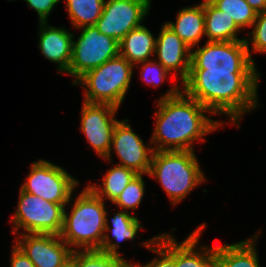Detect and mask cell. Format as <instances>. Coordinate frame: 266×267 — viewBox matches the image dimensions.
<instances>
[{"instance_id":"obj_27","label":"cell","mask_w":266,"mask_h":267,"mask_svg":"<svg viewBox=\"0 0 266 267\" xmlns=\"http://www.w3.org/2000/svg\"><path fill=\"white\" fill-rule=\"evenodd\" d=\"M143 174H138L122 191V193L112 202L121 210H137L145 194V182Z\"/></svg>"},{"instance_id":"obj_5","label":"cell","mask_w":266,"mask_h":267,"mask_svg":"<svg viewBox=\"0 0 266 267\" xmlns=\"http://www.w3.org/2000/svg\"><path fill=\"white\" fill-rule=\"evenodd\" d=\"M134 66L121 55L87 71L73 85L84 86V102L110 104L123 102L131 83Z\"/></svg>"},{"instance_id":"obj_3","label":"cell","mask_w":266,"mask_h":267,"mask_svg":"<svg viewBox=\"0 0 266 267\" xmlns=\"http://www.w3.org/2000/svg\"><path fill=\"white\" fill-rule=\"evenodd\" d=\"M70 213L64 211L61 239L77 251L99 250L105 233V202L88 186L77 196Z\"/></svg>"},{"instance_id":"obj_11","label":"cell","mask_w":266,"mask_h":267,"mask_svg":"<svg viewBox=\"0 0 266 267\" xmlns=\"http://www.w3.org/2000/svg\"><path fill=\"white\" fill-rule=\"evenodd\" d=\"M80 130L99 157L110 153L112 134L118 120L117 107L110 104L87 103L83 101Z\"/></svg>"},{"instance_id":"obj_21","label":"cell","mask_w":266,"mask_h":267,"mask_svg":"<svg viewBox=\"0 0 266 267\" xmlns=\"http://www.w3.org/2000/svg\"><path fill=\"white\" fill-rule=\"evenodd\" d=\"M205 36L208 42L240 41L237 33L241 29L236 25L233 18L219 10L210 1L204 0Z\"/></svg>"},{"instance_id":"obj_25","label":"cell","mask_w":266,"mask_h":267,"mask_svg":"<svg viewBox=\"0 0 266 267\" xmlns=\"http://www.w3.org/2000/svg\"><path fill=\"white\" fill-rule=\"evenodd\" d=\"M219 10L224 11L240 29L252 27L257 12L245 0H211Z\"/></svg>"},{"instance_id":"obj_16","label":"cell","mask_w":266,"mask_h":267,"mask_svg":"<svg viewBox=\"0 0 266 267\" xmlns=\"http://www.w3.org/2000/svg\"><path fill=\"white\" fill-rule=\"evenodd\" d=\"M205 226L201 224L180 243L175 239V267H215V247L203 245L195 250Z\"/></svg>"},{"instance_id":"obj_17","label":"cell","mask_w":266,"mask_h":267,"mask_svg":"<svg viewBox=\"0 0 266 267\" xmlns=\"http://www.w3.org/2000/svg\"><path fill=\"white\" fill-rule=\"evenodd\" d=\"M106 212V226L105 233L101 243V251L111 255L121 256L119 253L120 242L126 240H132L136 237L137 231L141 229L143 226L139 222L138 218L134 215H130L129 212L120 210L115 213L114 217L110 221L112 223V227L109 225ZM112 232L111 238L108 235V231ZM115 240L116 242L113 243Z\"/></svg>"},{"instance_id":"obj_7","label":"cell","mask_w":266,"mask_h":267,"mask_svg":"<svg viewBox=\"0 0 266 267\" xmlns=\"http://www.w3.org/2000/svg\"><path fill=\"white\" fill-rule=\"evenodd\" d=\"M82 32L72 45L69 75L74 84L87 71L101 66L104 62L119 55V42L111 36L101 33L96 26L79 28Z\"/></svg>"},{"instance_id":"obj_8","label":"cell","mask_w":266,"mask_h":267,"mask_svg":"<svg viewBox=\"0 0 266 267\" xmlns=\"http://www.w3.org/2000/svg\"><path fill=\"white\" fill-rule=\"evenodd\" d=\"M77 185L78 180L62 167L40 159L31 164L29 175L21 189L49 202L69 204Z\"/></svg>"},{"instance_id":"obj_2","label":"cell","mask_w":266,"mask_h":267,"mask_svg":"<svg viewBox=\"0 0 266 267\" xmlns=\"http://www.w3.org/2000/svg\"><path fill=\"white\" fill-rule=\"evenodd\" d=\"M167 91L157 102L159 109L155 113V128L150 139V145H155L154 151H194L192 143L200 139L205 141L203 136L225 124L204 115L212 113L187 96L179 85Z\"/></svg>"},{"instance_id":"obj_22","label":"cell","mask_w":266,"mask_h":267,"mask_svg":"<svg viewBox=\"0 0 266 267\" xmlns=\"http://www.w3.org/2000/svg\"><path fill=\"white\" fill-rule=\"evenodd\" d=\"M138 174L132 169L114 165L103 176V185L91 184L88 187L103 201L113 202Z\"/></svg>"},{"instance_id":"obj_18","label":"cell","mask_w":266,"mask_h":267,"mask_svg":"<svg viewBox=\"0 0 266 267\" xmlns=\"http://www.w3.org/2000/svg\"><path fill=\"white\" fill-rule=\"evenodd\" d=\"M176 22H165L191 49L198 47L201 37L205 36L204 1L193 7L182 8Z\"/></svg>"},{"instance_id":"obj_34","label":"cell","mask_w":266,"mask_h":267,"mask_svg":"<svg viewBox=\"0 0 266 267\" xmlns=\"http://www.w3.org/2000/svg\"><path fill=\"white\" fill-rule=\"evenodd\" d=\"M124 267H141L140 265H139V263L138 264H133L132 262L131 263H127Z\"/></svg>"},{"instance_id":"obj_6","label":"cell","mask_w":266,"mask_h":267,"mask_svg":"<svg viewBox=\"0 0 266 267\" xmlns=\"http://www.w3.org/2000/svg\"><path fill=\"white\" fill-rule=\"evenodd\" d=\"M17 209L11 222L14 224L12 234H18L19 229L27 233L60 235L64 223L65 206L46 201L20 188Z\"/></svg>"},{"instance_id":"obj_12","label":"cell","mask_w":266,"mask_h":267,"mask_svg":"<svg viewBox=\"0 0 266 267\" xmlns=\"http://www.w3.org/2000/svg\"><path fill=\"white\" fill-rule=\"evenodd\" d=\"M129 120L118 121L112 134L110 153L104 159L110 161L112 149L116 151L119 164L126 168L132 169L137 174H149L154 149L148 147L143 139L132 131L127 124Z\"/></svg>"},{"instance_id":"obj_1","label":"cell","mask_w":266,"mask_h":267,"mask_svg":"<svg viewBox=\"0 0 266 267\" xmlns=\"http://www.w3.org/2000/svg\"><path fill=\"white\" fill-rule=\"evenodd\" d=\"M257 71H208L190 69L182 91L212 114H225L232 123L257 107Z\"/></svg>"},{"instance_id":"obj_9","label":"cell","mask_w":266,"mask_h":267,"mask_svg":"<svg viewBox=\"0 0 266 267\" xmlns=\"http://www.w3.org/2000/svg\"><path fill=\"white\" fill-rule=\"evenodd\" d=\"M195 49V50H194ZM191 51L190 69L208 71H257L245 40L208 42Z\"/></svg>"},{"instance_id":"obj_20","label":"cell","mask_w":266,"mask_h":267,"mask_svg":"<svg viewBox=\"0 0 266 267\" xmlns=\"http://www.w3.org/2000/svg\"><path fill=\"white\" fill-rule=\"evenodd\" d=\"M156 39L148 28L141 25L129 31L119 42V55L138 66L154 55Z\"/></svg>"},{"instance_id":"obj_23","label":"cell","mask_w":266,"mask_h":267,"mask_svg":"<svg viewBox=\"0 0 266 267\" xmlns=\"http://www.w3.org/2000/svg\"><path fill=\"white\" fill-rule=\"evenodd\" d=\"M105 0H66L73 27L95 26L100 18Z\"/></svg>"},{"instance_id":"obj_33","label":"cell","mask_w":266,"mask_h":267,"mask_svg":"<svg viewBox=\"0 0 266 267\" xmlns=\"http://www.w3.org/2000/svg\"><path fill=\"white\" fill-rule=\"evenodd\" d=\"M59 267H76V260L71 256Z\"/></svg>"},{"instance_id":"obj_4","label":"cell","mask_w":266,"mask_h":267,"mask_svg":"<svg viewBox=\"0 0 266 267\" xmlns=\"http://www.w3.org/2000/svg\"><path fill=\"white\" fill-rule=\"evenodd\" d=\"M199 165L194 151H154L148 175L160 182L172 205H176L205 182Z\"/></svg>"},{"instance_id":"obj_15","label":"cell","mask_w":266,"mask_h":267,"mask_svg":"<svg viewBox=\"0 0 266 267\" xmlns=\"http://www.w3.org/2000/svg\"><path fill=\"white\" fill-rule=\"evenodd\" d=\"M39 49L45 58L58 65V74L66 73L70 66L74 34L64 28L49 26L47 22L39 25Z\"/></svg>"},{"instance_id":"obj_14","label":"cell","mask_w":266,"mask_h":267,"mask_svg":"<svg viewBox=\"0 0 266 267\" xmlns=\"http://www.w3.org/2000/svg\"><path fill=\"white\" fill-rule=\"evenodd\" d=\"M192 49L165 23L156 39L154 55L158 62L170 73L175 72L173 79L183 83L189 74Z\"/></svg>"},{"instance_id":"obj_29","label":"cell","mask_w":266,"mask_h":267,"mask_svg":"<svg viewBox=\"0 0 266 267\" xmlns=\"http://www.w3.org/2000/svg\"><path fill=\"white\" fill-rule=\"evenodd\" d=\"M141 64V79L149 85L158 87L169 76V72L156 60H147Z\"/></svg>"},{"instance_id":"obj_26","label":"cell","mask_w":266,"mask_h":267,"mask_svg":"<svg viewBox=\"0 0 266 267\" xmlns=\"http://www.w3.org/2000/svg\"><path fill=\"white\" fill-rule=\"evenodd\" d=\"M71 256L76 260V267H124L128 263L121 256L99 250H74Z\"/></svg>"},{"instance_id":"obj_24","label":"cell","mask_w":266,"mask_h":267,"mask_svg":"<svg viewBox=\"0 0 266 267\" xmlns=\"http://www.w3.org/2000/svg\"><path fill=\"white\" fill-rule=\"evenodd\" d=\"M141 245L159 256L146 265L139 264L141 267H175V238L170 233H162Z\"/></svg>"},{"instance_id":"obj_32","label":"cell","mask_w":266,"mask_h":267,"mask_svg":"<svg viewBox=\"0 0 266 267\" xmlns=\"http://www.w3.org/2000/svg\"><path fill=\"white\" fill-rule=\"evenodd\" d=\"M257 13L266 11V0H245Z\"/></svg>"},{"instance_id":"obj_31","label":"cell","mask_w":266,"mask_h":267,"mask_svg":"<svg viewBox=\"0 0 266 267\" xmlns=\"http://www.w3.org/2000/svg\"><path fill=\"white\" fill-rule=\"evenodd\" d=\"M11 251L10 267H35L32 261L16 244H13V249Z\"/></svg>"},{"instance_id":"obj_13","label":"cell","mask_w":266,"mask_h":267,"mask_svg":"<svg viewBox=\"0 0 266 267\" xmlns=\"http://www.w3.org/2000/svg\"><path fill=\"white\" fill-rule=\"evenodd\" d=\"M16 245L32 261L35 267H59L76 248H70L56 234L20 233Z\"/></svg>"},{"instance_id":"obj_28","label":"cell","mask_w":266,"mask_h":267,"mask_svg":"<svg viewBox=\"0 0 266 267\" xmlns=\"http://www.w3.org/2000/svg\"><path fill=\"white\" fill-rule=\"evenodd\" d=\"M252 28V32H249L251 37L245 38V42L247 44L249 56L254 62V59H252L250 54V40L252 42V52L266 53V11L257 13V17L252 24Z\"/></svg>"},{"instance_id":"obj_10","label":"cell","mask_w":266,"mask_h":267,"mask_svg":"<svg viewBox=\"0 0 266 267\" xmlns=\"http://www.w3.org/2000/svg\"><path fill=\"white\" fill-rule=\"evenodd\" d=\"M150 5L151 0H105L95 26L120 42L129 31L142 25Z\"/></svg>"},{"instance_id":"obj_30","label":"cell","mask_w":266,"mask_h":267,"mask_svg":"<svg viewBox=\"0 0 266 267\" xmlns=\"http://www.w3.org/2000/svg\"><path fill=\"white\" fill-rule=\"evenodd\" d=\"M28 6L34 9L39 16L40 22H47L48 16L57 4L54 0H25Z\"/></svg>"},{"instance_id":"obj_19","label":"cell","mask_w":266,"mask_h":267,"mask_svg":"<svg viewBox=\"0 0 266 267\" xmlns=\"http://www.w3.org/2000/svg\"><path fill=\"white\" fill-rule=\"evenodd\" d=\"M254 234L244 241L215 247V267H260Z\"/></svg>"}]
</instances>
